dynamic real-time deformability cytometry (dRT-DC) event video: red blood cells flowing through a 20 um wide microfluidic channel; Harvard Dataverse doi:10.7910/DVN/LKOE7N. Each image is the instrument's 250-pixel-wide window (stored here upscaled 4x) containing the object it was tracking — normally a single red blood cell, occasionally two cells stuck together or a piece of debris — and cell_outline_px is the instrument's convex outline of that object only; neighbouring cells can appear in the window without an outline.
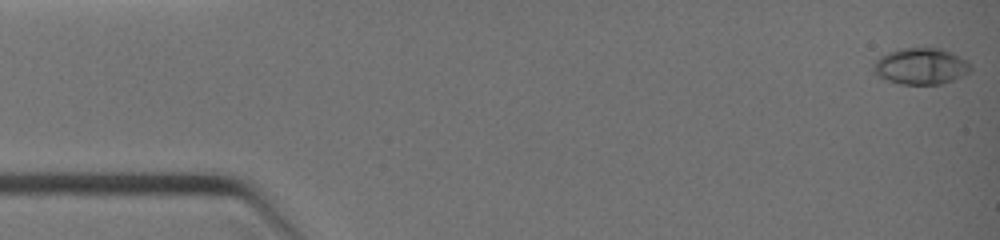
{"species": "common noctule bat (a hibernating species)", "species_latin": "Nyctalus noctula", "temperature_condition": "warm", "stored_images_in_passage": 11, "camera_frame_rate_fps": 3000, "um_per_image_px": 0.085, "animal": {"sex": "female", "body_mass_g": 19.0, "forearm_length_mm": 51.5}, "frame": {"image": 1, "passage_image": 1, "time_ms": 0.0, "image_size_px": [1000, 240], "cell_outline_px": [[972, 68], [968, 72], [952, 80], [940, 84], [900, 84], [876, 76], [872, 72], [872, 64], [880, 56], [888, 52], [900, 48], [940, 48], [952, 52], [968, 60]], "centroid_in_image_um": [78.24, 5.62], "position_along_channel_um": 6.8, "area_um2": 20.75}}
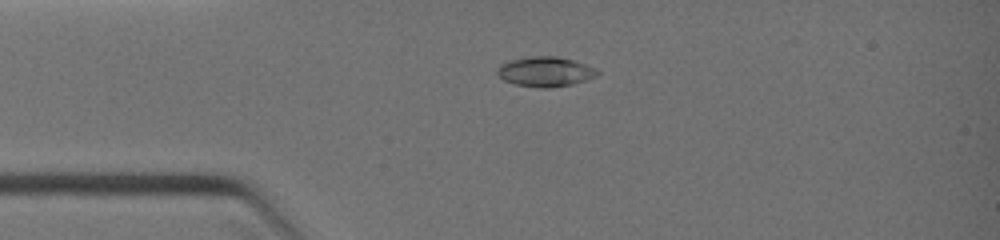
{"frame": {"image": 2, "passage_image": 9, "time_ms": 2.667, "image_size_px": [1000, 240], "cell_outline_px": [[600, 72], [596, 76], [572, 84], [552, 88], [540, 88], [516, 84], [504, 80], [496, 72], [500, 64], [512, 60], [532, 56], [556, 56], [572, 60], [596, 68]], "centroid_in_image_um": [46.36, 6.09], "position_along_channel_um": 38.6, "area_um2": 17.22}}